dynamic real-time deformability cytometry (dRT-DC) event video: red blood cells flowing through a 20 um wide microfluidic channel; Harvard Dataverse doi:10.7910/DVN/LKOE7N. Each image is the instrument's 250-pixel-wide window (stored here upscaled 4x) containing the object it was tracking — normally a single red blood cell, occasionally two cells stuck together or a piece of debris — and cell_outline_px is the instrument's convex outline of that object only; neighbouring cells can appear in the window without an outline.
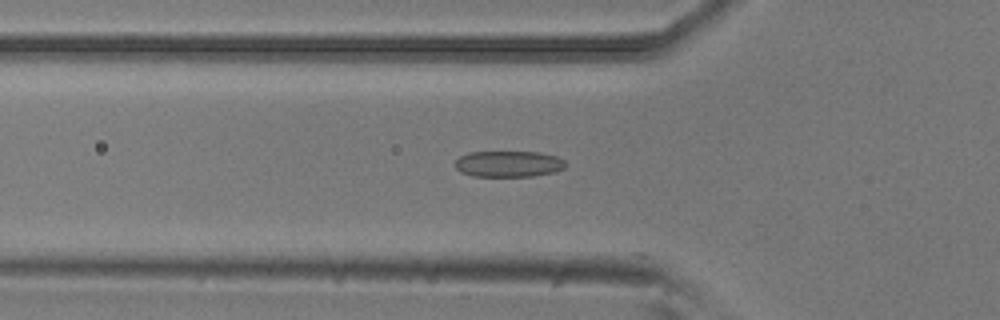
{"species": "common noctule bat (a hibernating species)", "species_latin": "Nyctalus noctula", "temperature_condition": "room temperature", "stored_images_in_passage": 38, "camera_frame_rate_fps": 3000, "um_per_image_px": 0.085, "animal": {"sex": "male", "body_mass_g": 20.5, "forearm_length_mm": 52.5}, "frame": {"image": 1, "passage_image": 14, "time_ms": 4.333, "image_size_px": [1000, 320], "cell_outline_px": [[564, 168], [552, 172], [532, 176], [472, 176], [460, 172], [456, 168], [456, 160], [460, 156], [468, 152], [540, 152], [556, 156], [564, 160]], "centroid_in_image_um": [43.19, 13.93], "position_along_channel_um": 82.6, "area_um2": 16.7}}
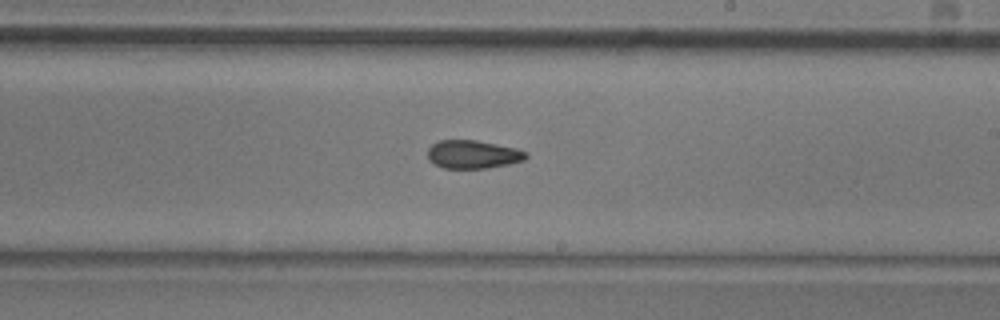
{"frame": {"image": 2, "passage_image": 27, "time_ms": 8.667, "image_size_px": [1000, 320], "cell_outline_px": [[528, 156], [524, 160], [508, 164], [484, 168], [444, 168], [428, 160], [428, 148], [432, 144], [440, 140], [476, 140], [516, 148], [528, 152]], "centroid_in_image_um": [40.2, 13.11], "position_along_channel_um": 248.8, "area_um2": 16.13}}
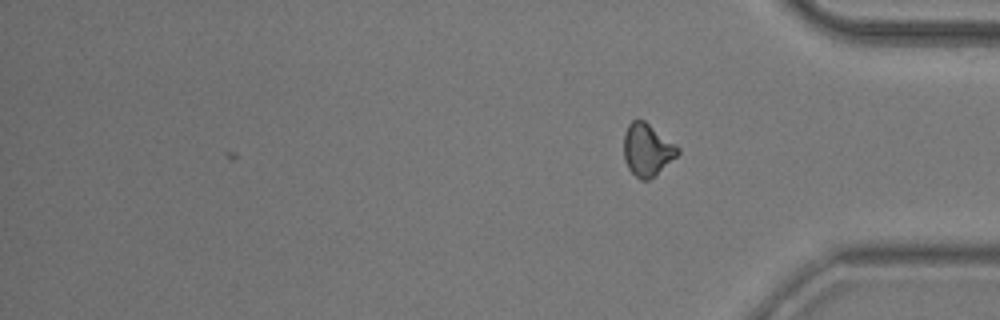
{"frame": {"image": 3, "passage_image": 38, "time_ms": 12.333, "image_size_px": [1000, 320], "cell_outline_px": [[680, 152], [676, 156], [648, 180], [640, 180], [628, 168], [624, 160], [624, 132], [628, 124], [632, 120], [644, 120], [676, 144], [680, 148]], "centroid_in_image_um": [54.99, 12.71], "position_along_channel_um": 380.2, "area_um2": 16.3}, "authors_computed_cell_mechanics": {"area_um2": 16.9065, "velocity_mm_per_s": 3.8073, "shape_relaxation_time_tau1_ms": 8.8286, "shape_relaxation_time_tau2_ms": 3.6757, "deformation_change_tau1": 0.1529, "deformation_change_tau2": 0.0973}}